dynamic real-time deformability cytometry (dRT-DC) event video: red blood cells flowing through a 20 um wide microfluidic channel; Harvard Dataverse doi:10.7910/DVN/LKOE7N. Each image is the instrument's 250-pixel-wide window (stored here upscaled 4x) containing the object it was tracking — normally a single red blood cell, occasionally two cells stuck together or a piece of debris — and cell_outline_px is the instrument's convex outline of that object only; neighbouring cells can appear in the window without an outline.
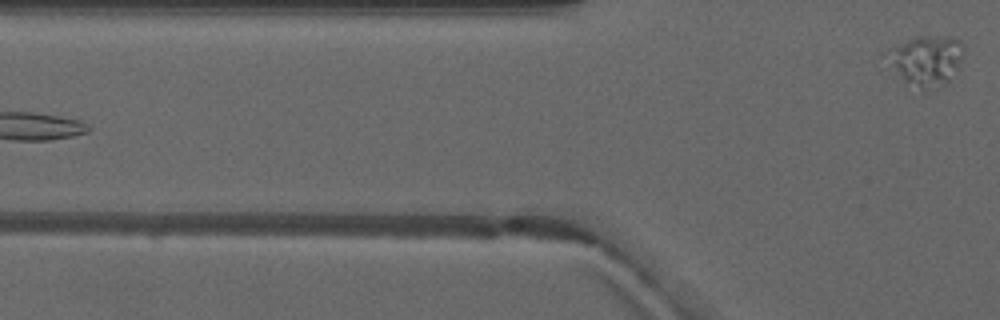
{"species": "common noctule bat (a hibernating species)", "species_latin": "Nyctalus noctula", "temperature_condition": "warm", "stored_images_in_passage": 5, "camera_frame_rate_fps": 3000, "um_per_image_px": 0.085, "animal": {"sex": "male", "forearm_length_mm": 52.5}, "frame": {"image": 1, "passage_image": 5, "time_ms": 5.333, "image_size_px": [1000, 320], "cell_outline_px": [[964, 56], [948, 80], [940, 88], [924, 92], [904, 80], [892, 64], [888, 48], [896, 44], [916, 36], [928, 36], [960, 40], [964, 44]], "centroid_in_image_um": [78.79, 5.15], "position_along_channel_um": 47.0, "area_um2": 21.85}}